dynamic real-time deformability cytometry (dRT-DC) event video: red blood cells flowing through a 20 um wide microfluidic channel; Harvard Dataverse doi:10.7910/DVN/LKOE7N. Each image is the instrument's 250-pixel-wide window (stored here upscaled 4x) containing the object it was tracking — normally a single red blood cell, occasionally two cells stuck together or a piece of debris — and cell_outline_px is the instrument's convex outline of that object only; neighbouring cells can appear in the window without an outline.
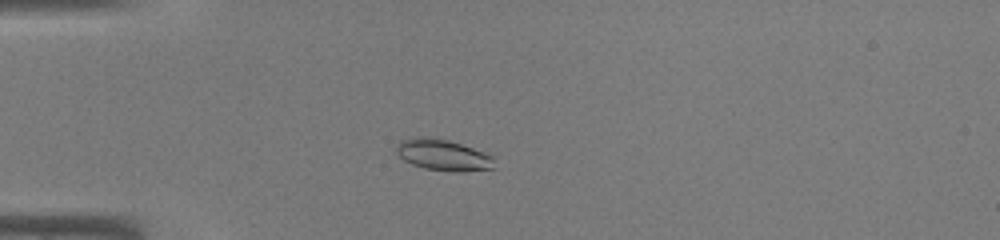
{"species": "common noctule bat (a hibernating species)", "species_latin": "Nyctalus noctula", "temperature_condition": "warm", "stored_images_in_passage": 44, "camera_frame_rate_fps": 3000, "um_per_image_px": 0.085, "animal": {"sex": "male", "body_mass_g": 19.0, "forearm_length_mm": 50.8}, "frame": {"image": 1, "passage_image": 11, "time_ms": 3.333, "image_size_px": [1000, 240], "cell_outline_px": [[496, 168], [464, 172], [452, 172], [424, 168], [412, 164], [404, 160], [396, 152], [396, 144], [400, 140], [416, 136], [428, 136], [448, 140], [496, 156]], "centroid_in_image_um": [37.7, 13.18], "position_along_channel_um": 47.3, "area_um2": 18.26}}
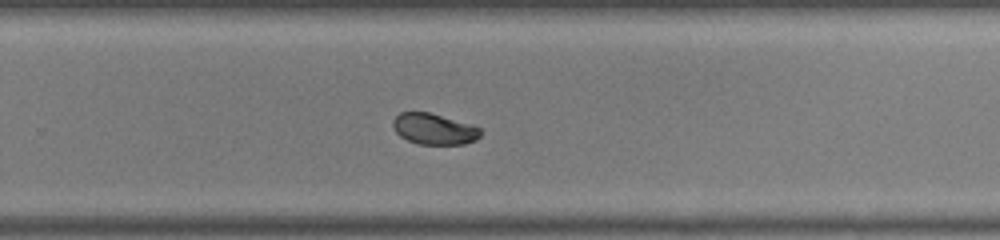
{"frame": {"image": 2, "passage_image": 29, "time_ms": 9.333, "image_size_px": [1000, 240], "cell_outline_px": [[480, 136], [476, 140], [464, 144], [420, 144], [408, 140], [400, 136], [396, 132], [392, 124], [392, 120], [400, 112], [428, 112], [472, 124], [480, 128]], "centroid_in_image_um": [36.89, 10.96], "position_along_channel_um": 292.9, "area_um2": 15.78}}
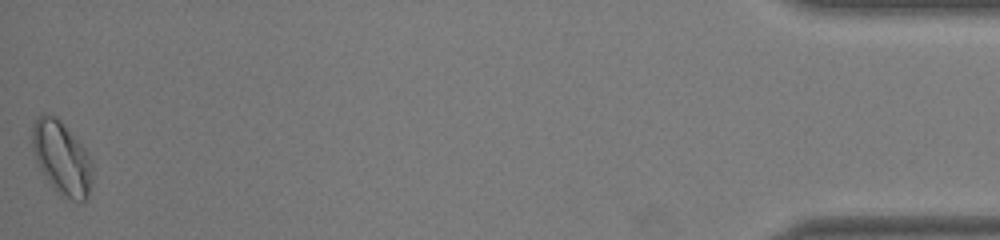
{"frame": {"image": 3, "passage_image": 44, "time_ms": 14.333, "image_size_px": [1000, 240], "cell_outline_px": [[92, 172], [88, 196], [84, 200], [72, 200], [60, 196], [48, 180], [40, 168], [36, 160], [32, 148], [32, 124], [36, 116], [40, 112], [44, 112], [56, 116], [60, 120], [88, 152], [92, 164]], "centroid_in_image_um": [5.22, 13.38], "position_along_channel_um": 430.0, "area_um2": 25.72}}